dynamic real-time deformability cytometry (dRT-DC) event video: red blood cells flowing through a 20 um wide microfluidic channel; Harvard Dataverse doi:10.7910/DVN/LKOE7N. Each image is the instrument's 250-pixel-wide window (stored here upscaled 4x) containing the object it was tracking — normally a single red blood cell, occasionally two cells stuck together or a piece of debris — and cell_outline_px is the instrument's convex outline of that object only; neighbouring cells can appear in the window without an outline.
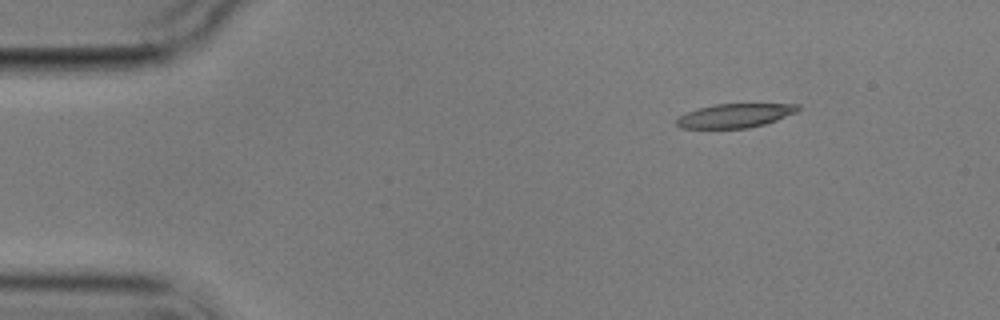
{"species": "common noctule bat (a hibernating species)", "species_latin": "Nyctalus noctula", "temperature_condition": "cold", "stored_images_in_passage": 6, "camera_frame_rate_fps": 3000, "um_per_image_px": 0.085, "animal": {"sex": "male", "body_mass_g": 17.9}, "frame": {"image": 1, "passage_image": 1, "time_ms": 0.0, "image_size_px": [1000, 320], "cell_outline_px": [[800, 108], [796, 112], [776, 120], [764, 124], [748, 128], [680, 128], [676, 124], [676, 120], [680, 116], [696, 108], [716, 104], [800, 104]], "centroid_in_image_um": [62.46, 9.82], "position_along_channel_um": 22.5, "area_um2": 16.82}}
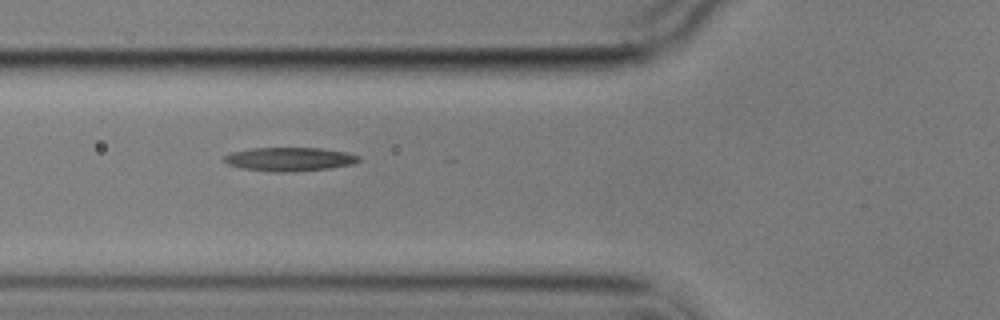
{"frame": {"image": 2, "passage_image": 5, "time_ms": 4.333, "image_size_px": [1000, 320], "cell_outline_px": [[360, 160], [352, 164], [328, 168], [292, 172], [272, 172], [240, 168], [228, 164], [224, 160], [224, 156], [232, 152], [252, 148], [320, 148], [344, 152], [360, 156]], "centroid_in_image_um": [24.58, 13.53], "position_along_channel_um": 101.2, "area_um2": 18.5}}
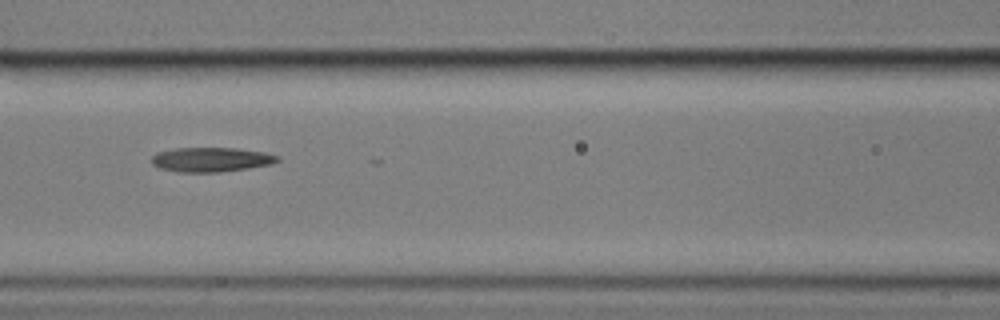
{"frame": {"image": 3, "passage_image": 6, "time_ms": 5.667, "image_size_px": [1000, 320], "cell_outline_px": [[280, 160], [272, 164], [248, 168], [220, 172], [176, 172], [160, 168], [152, 164], [152, 156], [156, 152], [176, 148], [236, 148], [264, 152], [280, 156]], "centroid_in_image_um": [17.95, 13.56], "position_along_channel_um": 148.7, "area_um2": 18.03}}